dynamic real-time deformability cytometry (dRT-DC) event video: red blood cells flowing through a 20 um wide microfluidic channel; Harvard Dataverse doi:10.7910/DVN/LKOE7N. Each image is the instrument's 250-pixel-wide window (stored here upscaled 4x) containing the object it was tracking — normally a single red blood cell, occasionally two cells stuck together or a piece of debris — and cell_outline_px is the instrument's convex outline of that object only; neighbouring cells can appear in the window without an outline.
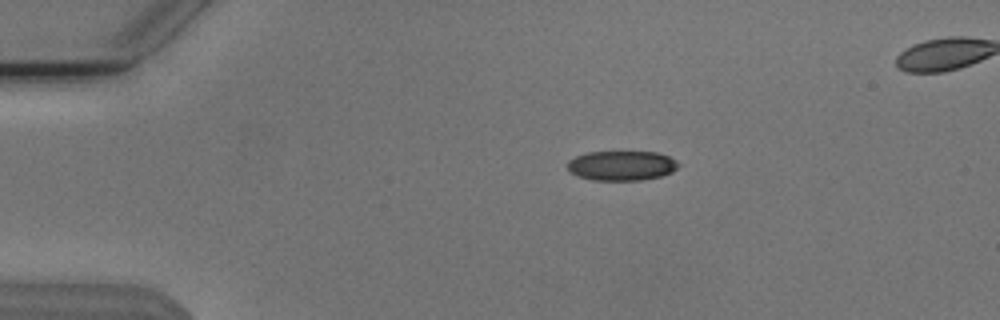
{"species": "Egyptian fruit bat (a non-hibernating species)", "species_latin": "Rousettus aegyptiacus", "temperature_condition": "cold", "stored_images_in_passage": 36, "camera_frame_rate_fps": 3000, "um_per_image_px": 0.085, "animal": {"sex": "male"}, "frame": {"image": 1, "passage_image": 1, "time_ms": 0.0, "image_size_px": [1000, 320], "cell_outline_px": [[680, 164], [672, 172], [660, 176], [644, 180], [592, 180], [576, 176], [568, 172], [568, 160], [576, 156], [588, 152], [656, 152], [668, 156], [676, 160]], "centroid_in_image_um": [52.81, 14.08], "position_along_channel_um": 32.2, "area_um2": 19.31}}
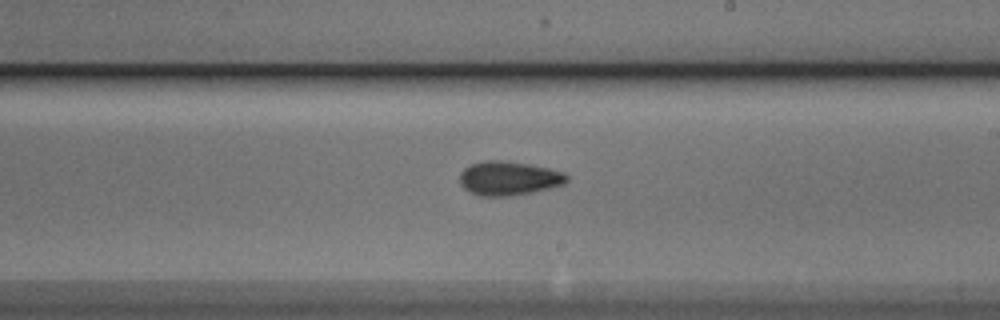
{"frame": {"image": 2, "passage_image": 22, "time_ms": 7.0, "image_size_px": [1000, 320], "cell_outline_px": [[568, 180], [564, 184], [548, 188], [508, 196], [480, 196], [464, 188], [460, 184], [460, 172], [464, 168], [472, 164], [484, 160], [500, 160], [528, 164], [548, 168], [564, 172], [568, 176]], "centroid_in_image_um": [43.23, 15.14], "position_along_channel_um": 245.8, "area_um2": 20.98}}
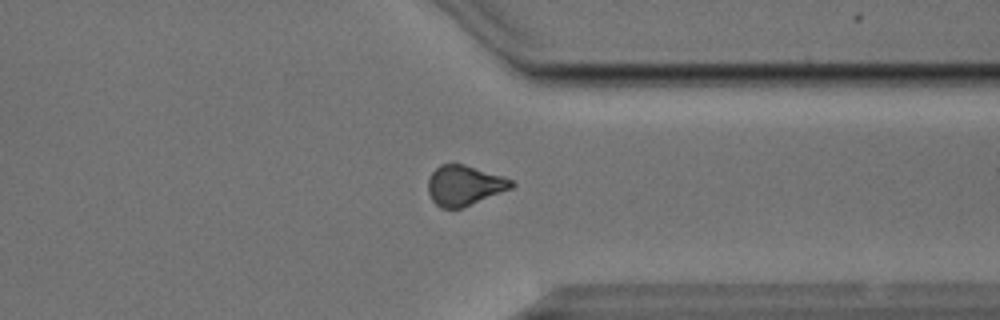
{"frame": {"image": 3, "passage_image": 32, "time_ms": 10.333, "image_size_px": [1000, 320], "cell_outline_px": [[516, 184], [512, 188], [464, 208], [440, 208], [432, 200], [428, 192], [428, 180], [432, 172], [440, 164], [464, 164], [504, 176], [512, 180]], "centroid_in_image_um": [39.48, 15.77], "position_along_channel_um": 371.9, "area_um2": 19.65}, "authors_computed_cell_mechanics": {"area_um2": 19.9699, "velocity_mm_per_s": 3.8196, "shape_relaxation_time_tau1_ms": 4.679, "shape_relaxation_time_tau2_ms": 5.6085, "deformation_change_tau1": 0.1124, "deformation_change_tau2": 0.1268}}